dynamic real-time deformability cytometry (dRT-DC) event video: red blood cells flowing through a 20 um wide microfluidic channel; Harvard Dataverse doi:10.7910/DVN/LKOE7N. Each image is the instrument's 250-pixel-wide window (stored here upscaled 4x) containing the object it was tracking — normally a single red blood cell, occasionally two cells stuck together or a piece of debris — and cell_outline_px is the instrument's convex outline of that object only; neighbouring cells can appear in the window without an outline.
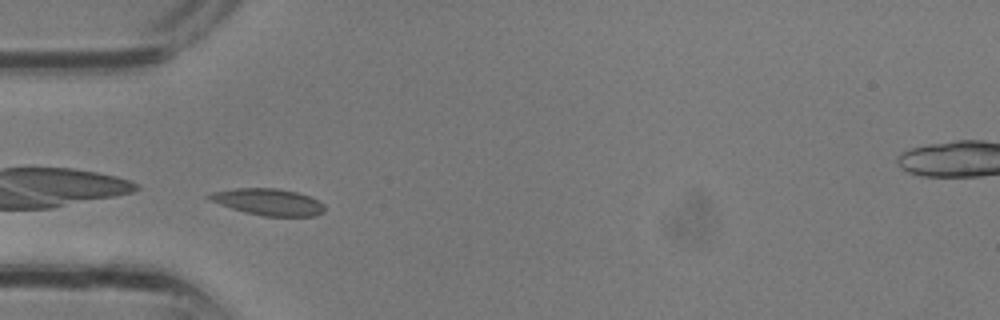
{"species": "common noctule bat (a hibernating species)", "species_latin": "Nyctalus noctula", "temperature_condition": "room temperature", "stored_images_in_passage": 26, "camera_frame_rate_fps": 3000, "um_per_image_px": 0.085, "animal": {"sex": "male", "body_mass_g": 13.3}, "frame": {"image": 1, "passage_image": 4, "time_ms": 1.0, "image_size_px": [1000, 320], "cell_outline_px": [[324, 212], [316, 216], [264, 216], [244, 212], [208, 200], [204, 196], [212, 192], [236, 188], [276, 188], [296, 192], [320, 200], [324, 204]], "centroid_in_image_um": [22.8, 17.16], "position_along_channel_um": 62.2, "area_um2": 17.98}}
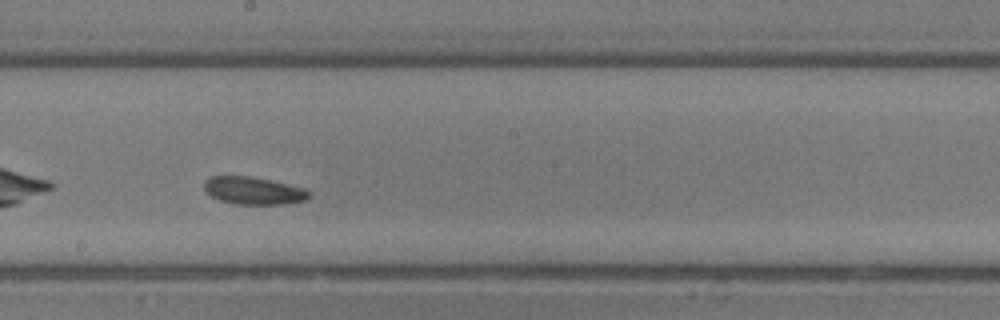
{"frame": {"image": 2, "passage_image": 12, "time_ms": 3.667, "image_size_px": [1000, 320], "cell_outline_px": [[312, 196], [308, 200], [284, 204], [232, 204], [220, 200], [212, 196], [204, 188], [204, 180], [208, 176], [252, 176], [300, 188], [312, 192]], "centroid_in_image_um": [21.54, 16.21], "position_along_channel_um": 226.7, "area_um2": 16.76}}
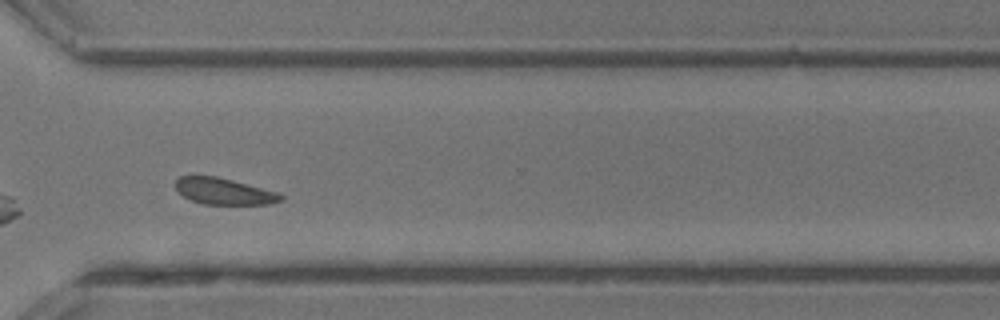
{"frame": {"image": 3, "passage_image": 18, "time_ms": 5.667, "image_size_px": [1000, 320], "cell_outline_px": [[284, 200], [272, 204], [204, 204], [192, 200], [184, 196], [176, 188], [176, 180], [180, 176], [216, 176], [232, 180], [276, 192], [284, 196]], "centroid_in_image_um": [19.06, 16.27], "position_along_channel_um": 351.5, "area_um2": 15.95}}